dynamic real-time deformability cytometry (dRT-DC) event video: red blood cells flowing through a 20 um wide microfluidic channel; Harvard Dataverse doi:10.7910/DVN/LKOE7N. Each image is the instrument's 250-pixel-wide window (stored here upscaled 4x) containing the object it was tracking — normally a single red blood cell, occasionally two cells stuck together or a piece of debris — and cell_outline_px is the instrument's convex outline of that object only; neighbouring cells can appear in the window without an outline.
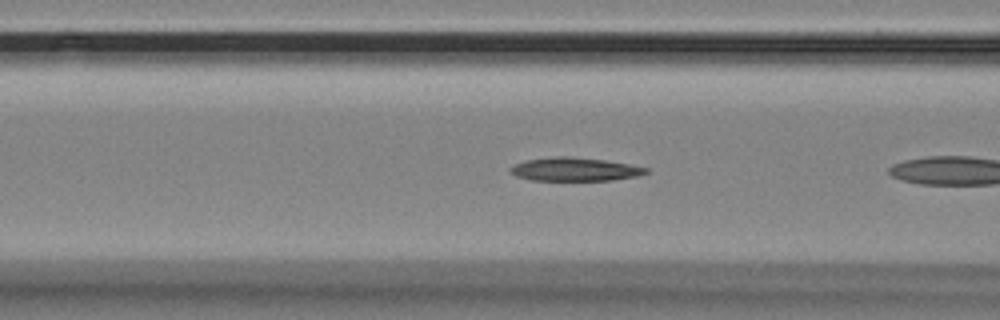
{"species": "Egyptian fruit bat (a non-hibernating species)", "species_latin": "Rousettus aegyptiacus", "temperature_condition": "room temperature", "stored_images_in_passage": 7, "camera_frame_rate_fps": 3000, "um_per_image_px": 0.085, "animal": {"sex": "female"}, "frame": {"image": 1, "passage_image": 6, "time_ms": 1.667, "image_size_px": [1000, 320], "cell_outline_px": [[648, 172], [636, 176], [612, 180], [532, 180], [516, 176], [508, 172], [508, 168], [516, 164], [528, 160], [556, 156], [568, 156], [604, 160], [628, 164], [648, 168]], "centroid_in_image_um": [48.82, 14.39], "position_along_channel_um": 117.8, "area_um2": 18.32}}